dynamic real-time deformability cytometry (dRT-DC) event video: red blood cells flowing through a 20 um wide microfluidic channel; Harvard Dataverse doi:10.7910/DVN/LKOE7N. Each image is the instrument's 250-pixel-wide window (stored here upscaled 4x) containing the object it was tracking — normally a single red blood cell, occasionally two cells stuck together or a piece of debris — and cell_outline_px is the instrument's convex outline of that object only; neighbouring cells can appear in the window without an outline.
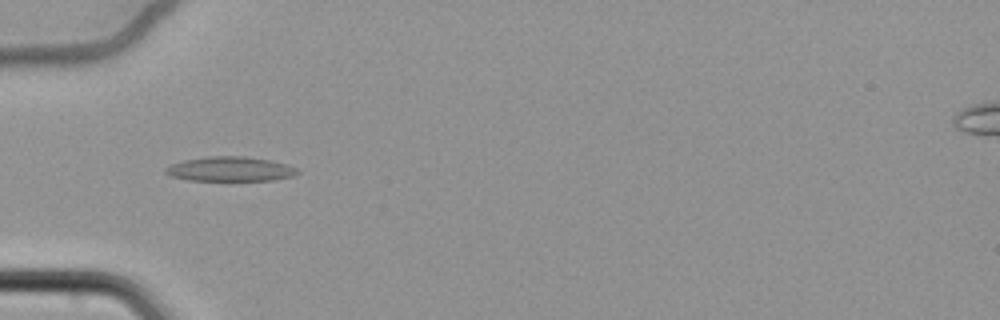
{"species": "common noctule bat (a hibernating species)", "species_latin": "Nyctalus noctula", "temperature_condition": "cold", "stored_images_in_passage": 62, "camera_frame_rate_fps": 3000, "um_per_image_px": 0.085, "animal": {"sex": "female", "body_mass_g": 22.7, "forearm_length_mm": 54.2}, "frame": {"image": 1, "passage_image": 24, "time_ms": 7.667, "image_size_px": [1000, 320], "cell_outline_px": [[300, 172], [296, 176], [272, 180], [188, 180], [168, 176], [164, 172], [164, 168], [172, 164], [184, 160], [208, 156], [244, 156], [268, 160], [288, 164], [296, 168]], "centroid_in_image_um": [19.56, 14.37], "position_along_channel_um": 65.4, "area_um2": 18.96}}
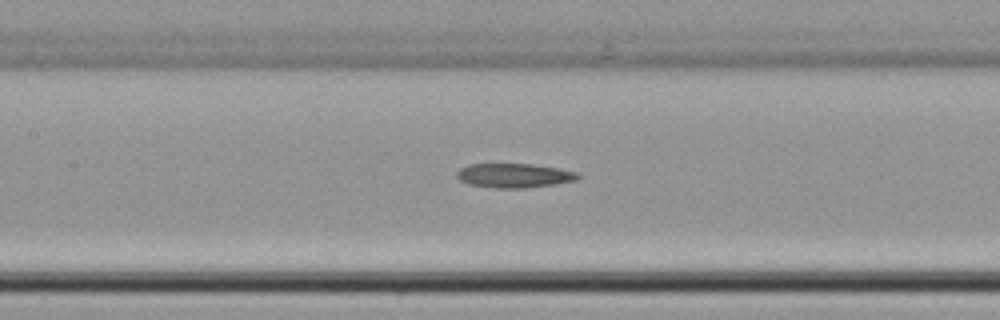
{"frame": {"image": 2, "passage_image": 33, "time_ms": 10.667, "image_size_px": [1000, 320], "cell_outline_px": [[584, 176], [576, 180], [556, 184], [524, 188], [496, 188], [468, 184], [460, 180], [456, 176], [456, 172], [460, 168], [468, 164], [532, 164], [556, 168], [576, 172]], "centroid_in_image_um": [43.7, 14.92], "position_along_channel_um": 163.7, "area_um2": 17.17}}
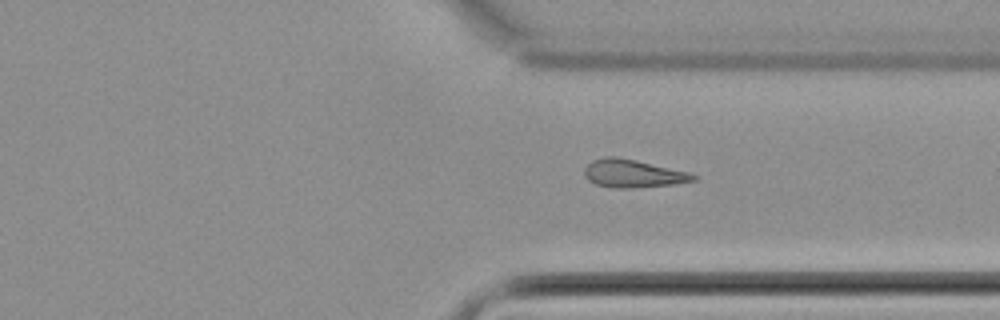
{"frame": {"image": 3, "passage_image": 50, "time_ms": 16.333, "image_size_px": [1000, 320], "cell_outline_px": [[696, 180], [672, 184], [632, 188], [612, 188], [596, 184], [588, 180], [584, 176], [584, 168], [592, 160], [604, 156], [616, 156], [636, 160], [688, 172], [696, 176]], "centroid_in_image_um": [53.74, 14.74], "position_along_channel_um": 357.7, "area_um2": 17.69}}